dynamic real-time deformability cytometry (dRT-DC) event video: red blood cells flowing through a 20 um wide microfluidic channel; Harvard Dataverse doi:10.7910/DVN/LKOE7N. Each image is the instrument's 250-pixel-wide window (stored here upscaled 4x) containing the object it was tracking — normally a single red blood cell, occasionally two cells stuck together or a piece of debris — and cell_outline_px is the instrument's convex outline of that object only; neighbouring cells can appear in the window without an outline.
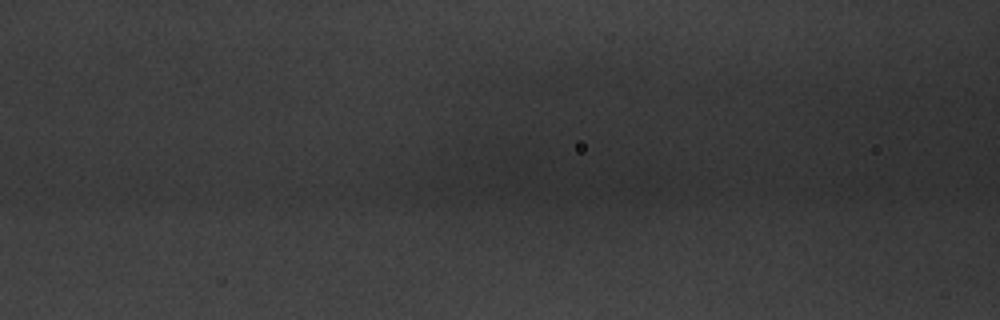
{"species": "common noctule bat (a hibernating species)", "species_latin": "Nyctalus noctula", "temperature_condition": "warm", "stored_images_in_passage": 25, "camera_frame_rate_fps": 3000, "um_per_image_px": 0.085, "animal": {"sex": "male", "body_mass_g": 20.1, "forearm_length_mm": 53.5}, "frame": {"image": 1, "passage_image": 15, "time_ms": 4.667, "image_size_px": [1000, 320], "cell_outline_px": [[672, 172], [656, 188], [628, 192], [616, 192], [608, 184], [608, 168], [648, 164], [668, 164], [672, 168]], "centroid_in_image_um": [54.21, 15.05], "position_along_channel_um": 112.4, "area_um2": 10.29}}
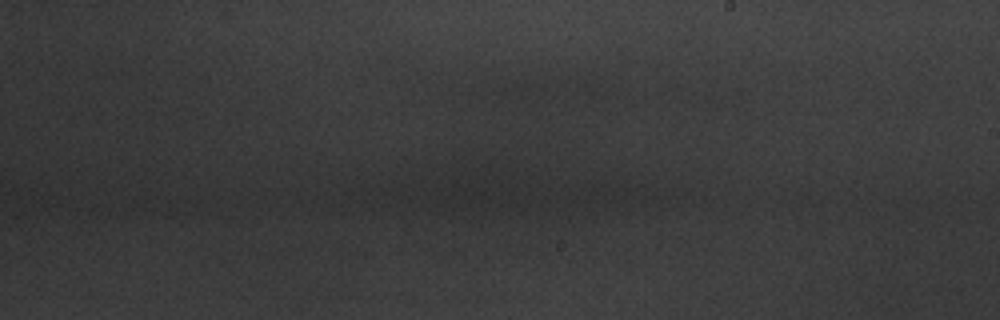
{"frame": {"image": 2, "passage_image": 25, "time_ms": 8.0, "image_size_px": [1000, 320], "cell_outline_px": [[512, 164], [504, 172], [472, 192], [464, 184], [452, 156], [476, 144], [484, 144], [508, 156]], "centroid_in_image_um": [40.84, 14.04], "position_along_channel_um": 248.2, "area_um2": 12.43}}